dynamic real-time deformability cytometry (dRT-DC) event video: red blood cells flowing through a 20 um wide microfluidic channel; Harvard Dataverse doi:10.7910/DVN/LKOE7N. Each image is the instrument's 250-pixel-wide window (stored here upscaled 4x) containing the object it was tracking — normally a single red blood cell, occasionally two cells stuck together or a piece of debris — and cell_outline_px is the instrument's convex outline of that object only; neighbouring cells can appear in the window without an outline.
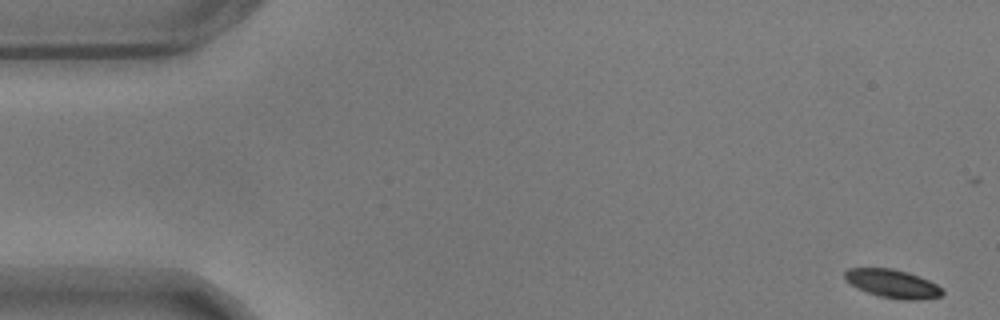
{"species": "common noctule bat (a hibernating species)", "species_latin": "Nyctalus noctula", "temperature_condition": "warm", "stored_images_in_passage": 16, "camera_frame_rate_fps": 3000, "um_per_image_px": 0.085, "animal": {"sex": "male", "body_mass_g": 17.9}, "frame": {"image": 1, "passage_image": 1, "time_ms": 0.0, "image_size_px": [1000, 320], "cell_outline_px": [[944, 292], [940, 296], [916, 300], [904, 300], [880, 296], [856, 288], [844, 280], [844, 272], [848, 268], [892, 268], [920, 276], [944, 288]], "centroid_in_image_um": [75.85, 24.1], "position_along_channel_um": 9.1, "area_um2": 16.18}}
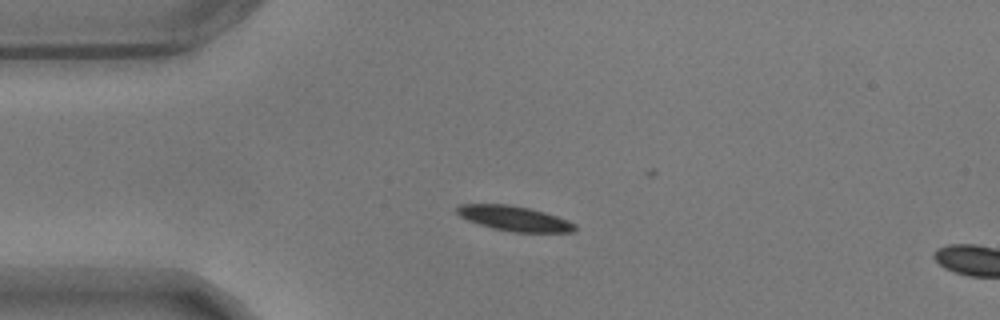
{"frame": {"image": 2, "passage_image": 13, "time_ms": 4.0, "image_size_px": [1000, 320], "cell_outline_px": [[576, 228], [572, 232], [512, 232], [492, 228], [468, 220], [460, 216], [456, 212], [456, 208], [460, 204], [508, 204], [528, 208], [544, 212], [568, 220], [576, 224]], "centroid_in_image_um": [43.71, 18.57], "position_along_channel_um": 41.3, "area_um2": 17.05}}